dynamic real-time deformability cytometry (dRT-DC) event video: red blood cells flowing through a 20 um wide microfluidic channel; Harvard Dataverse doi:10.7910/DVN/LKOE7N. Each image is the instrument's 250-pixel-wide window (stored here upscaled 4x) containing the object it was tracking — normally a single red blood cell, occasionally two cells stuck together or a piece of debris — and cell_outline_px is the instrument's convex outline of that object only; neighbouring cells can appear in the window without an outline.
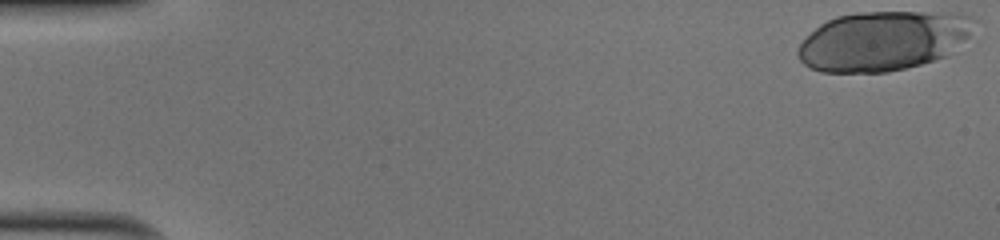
{"species": "human", "species_latin": "Homo sapiens", "temperature_condition": "cold", "stored_images_in_passage": 41, "camera_frame_rate_fps": 3000, "um_per_image_px": 0.085, "donor": {"sex": "male"}, "frame": {"image": 1, "passage_image": 1, "time_ms": 0.0, "image_size_px": [1000, 240], "cell_outline_px": [[968, 36], [944, 56], [920, 64], [888, 72], [820, 72], [804, 64], [800, 60], [796, 52], [800, 44], [820, 24], [836, 16], [856, 12], [956, 12], [960, 16], [968, 32]], "centroid_in_image_um": [74.89, 3.49], "position_along_channel_um": 10.1, "area_um2": 59.65}}
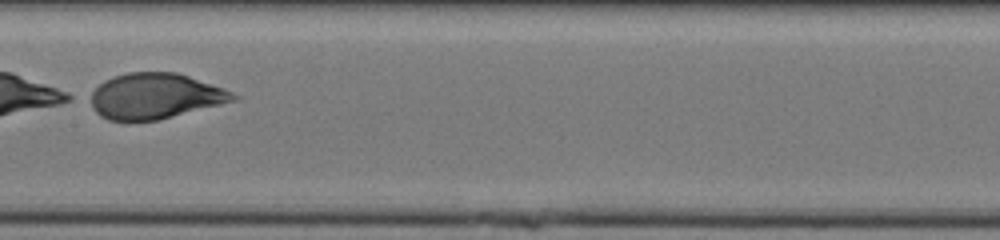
{"frame": {"image": 2, "passage_image": 27, "time_ms": 8.667, "image_size_px": [1000, 240], "cell_outline_px": [[240, 100], [156, 120], [108, 120], [100, 116], [84, 100], [84, 96], [104, 80], [112, 76], [128, 72], [176, 72], [224, 88], [240, 96]], "centroid_in_image_um": [13.11, 8.16], "position_along_channel_um": 194.3, "area_um2": 38.55}}
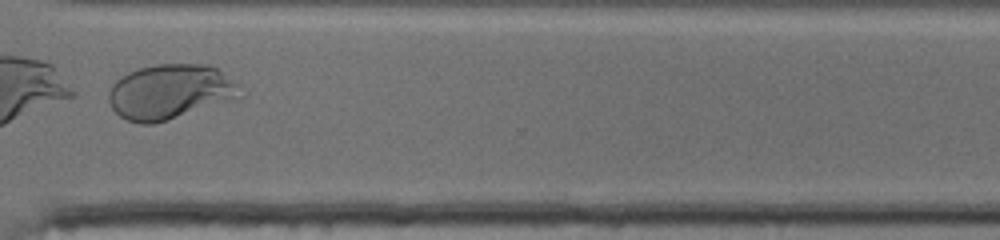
{"frame": {"image": 3, "passage_image": 39, "time_ms": 12.667, "image_size_px": [1000, 240], "cell_outline_px": [[236, 92], [232, 96], [224, 100], [152, 124], [140, 124], [128, 120], [120, 116], [112, 108], [108, 100], [108, 92], [112, 84], [120, 76], [128, 72], [140, 68], [156, 64], [212, 64], [236, 84]], "centroid_in_image_um": [14.28, 7.76], "position_along_channel_um": 356.3, "area_um2": 40.4}}